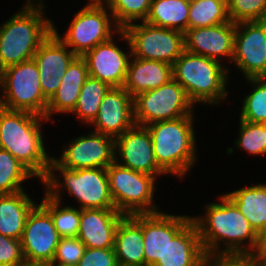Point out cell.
<instances>
[{
  "instance_id": "obj_10",
  "label": "cell",
  "mask_w": 266,
  "mask_h": 266,
  "mask_svg": "<svg viewBox=\"0 0 266 266\" xmlns=\"http://www.w3.org/2000/svg\"><path fill=\"white\" fill-rule=\"evenodd\" d=\"M194 105L184 88L174 79L168 83L140 93L133 98L135 125L173 120L193 114Z\"/></svg>"
},
{
  "instance_id": "obj_43",
  "label": "cell",
  "mask_w": 266,
  "mask_h": 266,
  "mask_svg": "<svg viewBox=\"0 0 266 266\" xmlns=\"http://www.w3.org/2000/svg\"><path fill=\"white\" fill-rule=\"evenodd\" d=\"M18 266H53V264L51 262H38V261L24 260Z\"/></svg>"
},
{
  "instance_id": "obj_31",
  "label": "cell",
  "mask_w": 266,
  "mask_h": 266,
  "mask_svg": "<svg viewBox=\"0 0 266 266\" xmlns=\"http://www.w3.org/2000/svg\"><path fill=\"white\" fill-rule=\"evenodd\" d=\"M33 176L10 152L0 148V195L24 191L22 183Z\"/></svg>"
},
{
  "instance_id": "obj_22",
  "label": "cell",
  "mask_w": 266,
  "mask_h": 266,
  "mask_svg": "<svg viewBox=\"0 0 266 266\" xmlns=\"http://www.w3.org/2000/svg\"><path fill=\"white\" fill-rule=\"evenodd\" d=\"M205 254L195 223L191 220L172 240L153 266H205Z\"/></svg>"
},
{
  "instance_id": "obj_41",
  "label": "cell",
  "mask_w": 266,
  "mask_h": 266,
  "mask_svg": "<svg viewBox=\"0 0 266 266\" xmlns=\"http://www.w3.org/2000/svg\"><path fill=\"white\" fill-rule=\"evenodd\" d=\"M205 266H250L243 257H207Z\"/></svg>"
},
{
  "instance_id": "obj_27",
  "label": "cell",
  "mask_w": 266,
  "mask_h": 266,
  "mask_svg": "<svg viewBox=\"0 0 266 266\" xmlns=\"http://www.w3.org/2000/svg\"><path fill=\"white\" fill-rule=\"evenodd\" d=\"M190 3L185 0H151L147 24L185 32Z\"/></svg>"
},
{
  "instance_id": "obj_25",
  "label": "cell",
  "mask_w": 266,
  "mask_h": 266,
  "mask_svg": "<svg viewBox=\"0 0 266 266\" xmlns=\"http://www.w3.org/2000/svg\"><path fill=\"white\" fill-rule=\"evenodd\" d=\"M37 204L25 191L0 195V234L21 239L27 217Z\"/></svg>"
},
{
  "instance_id": "obj_45",
  "label": "cell",
  "mask_w": 266,
  "mask_h": 266,
  "mask_svg": "<svg viewBox=\"0 0 266 266\" xmlns=\"http://www.w3.org/2000/svg\"><path fill=\"white\" fill-rule=\"evenodd\" d=\"M104 0H88V2H103Z\"/></svg>"
},
{
  "instance_id": "obj_8",
  "label": "cell",
  "mask_w": 266,
  "mask_h": 266,
  "mask_svg": "<svg viewBox=\"0 0 266 266\" xmlns=\"http://www.w3.org/2000/svg\"><path fill=\"white\" fill-rule=\"evenodd\" d=\"M106 171L117 211L123 215L159 212L153 199L156 188L154 176L123 167L115 161Z\"/></svg>"
},
{
  "instance_id": "obj_20",
  "label": "cell",
  "mask_w": 266,
  "mask_h": 266,
  "mask_svg": "<svg viewBox=\"0 0 266 266\" xmlns=\"http://www.w3.org/2000/svg\"><path fill=\"white\" fill-rule=\"evenodd\" d=\"M236 23L226 22L209 27L187 29L184 32L185 51L219 61H232Z\"/></svg>"
},
{
  "instance_id": "obj_3",
  "label": "cell",
  "mask_w": 266,
  "mask_h": 266,
  "mask_svg": "<svg viewBox=\"0 0 266 266\" xmlns=\"http://www.w3.org/2000/svg\"><path fill=\"white\" fill-rule=\"evenodd\" d=\"M34 2L27 0L19 12L0 25V71L32 59L53 31V22L43 13L44 1Z\"/></svg>"
},
{
  "instance_id": "obj_24",
  "label": "cell",
  "mask_w": 266,
  "mask_h": 266,
  "mask_svg": "<svg viewBox=\"0 0 266 266\" xmlns=\"http://www.w3.org/2000/svg\"><path fill=\"white\" fill-rule=\"evenodd\" d=\"M142 214L125 215L119 222L114 250L119 266H144Z\"/></svg>"
},
{
  "instance_id": "obj_2",
  "label": "cell",
  "mask_w": 266,
  "mask_h": 266,
  "mask_svg": "<svg viewBox=\"0 0 266 266\" xmlns=\"http://www.w3.org/2000/svg\"><path fill=\"white\" fill-rule=\"evenodd\" d=\"M46 118L0 106V148L10 152L41 181L47 176L51 156L47 153L41 125Z\"/></svg>"
},
{
  "instance_id": "obj_12",
  "label": "cell",
  "mask_w": 266,
  "mask_h": 266,
  "mask_svg": "<svg viewBox=\"0 0 266 266\" xmlns=\"http://www.w3.org/2000/svg\"><path fill=\"white\" fill-rule=\"evenodd\" d=\"M232 61L246 79L266 77V20L236 23Z\"/></svg>"
},
{
  "instance_id": "obj_19",
  "label": "cell",
  "mask_w": 266,
  "mask_h": 266,
  "mask_svg": "<svg viewBox=\"0 0 266 266\" xmlns=\"http://www.w3.org/2000/svg\"><path fill=\"white\" fill-rule=\"evenodd\" d=\"M93 125L94 131L118 138L135 125L133 98L123 87H111L102 100Z\"/></svg>"
},
{
  "instance_id": "obj_26",
  "label": "cell",
  "mask_w": 266,
  "mask_h": 266,
  "mask_svg": "<svg viewBox=\"0 0 266 266\" xmlns=\"http://www.w3.org/2000/svg\"><path fill=\"white\" fill-rule=\"evenodd\" d=\"M262 238L266 234V184L258 183L225 194Z\"/></svg>"
},
{
  "instance_id": "obj_37",
  "label": "cell",
  "mask_w": 266,
  "mask_h": 266,
  "mask_svg": "<svg viewBox=\"0 0 266 266\" xmlns=\"http://www.w3.org/2000/svg\"><path fill=\"white\" fill-rule=\"evenodd\" d=\"M82 87L59 86L57 92L48 101L46 119L51 120L52 114L71 113L78 102Z\"/></svg>"
},
{
  "instance_id": "obj_16",
  "label": "cell",
  "mask_w": 266,
  "mask_h": 266,
  "mask_svg": "<svg viewBox=\"0 0 266 266\" xmlns=\"http://www.w3.org/2000/svg\"><path fill=\"white\" fill-rule=\"evenodd\" d=\"M60 238L50 214L40 204L36 205L27 217L20 239L24 259L52 263Z\"/></svg>"
},
{
  "instance_id": "obj_33",
  "label": "cell",
  "mask_w": 266,
  "mask_h": 266,
  "mask_svg": "<svg viewBox=\"0 0 266 266\" xmlns=\"http://www.w3.org/2000/svg\"><path fill=\"white\" fill-rule=\"evenodd\" d=\"M247 80L253 87L243 100L239 119L266 124V77Z\"/></svg>"
},
{
  "instance_id": "obj_42",
  "label": "cell",
  "mask_w": 266,
  "mask_h": 266,
  "mask_svg": "<svg viewBox=\"0 0 266 266\" xmlns=\"http://www.w3.org/2000/svg\"><path fill=\"white\" fill-rule=\"evenodd\" d=\"M250 266H266V248L262 246L243 257Z\"/></svg>"
},
{
  "instance_id": "obj_39",
  "label": "cell",
  "mask_w": 266,
  "mask_h": 266,
  "mask_svg": "<svg viewBox=\"0 0 266 266\" xmlns=\"http://www.w3.org/2000/svg\"><path fill=\"white\" fill-rule=\"evenodd\" d=\"M89 77L86 60L76 56L68 65L60 86L82 87Z\"/></svg>"
},
{
  "instance_id": "obj_4",
  "label": "cell",
  "mask_w": 266,
  "mask_h": 266,
  "mask_svg": "<svg viewBox=\"0 0 266 266\" xmlns=\"http://www.w3.org/2000/svg\"><path fill=\"white\" fill-rule=\"evenodd\" d=\"M57 172L60 175L54 174ZM41 182L46 187L45 193L60 202L64 187L69 196L77 200L79 209H115L106 168L68 169L52 157L47 176Z\"/></svg>"
},
{
  "instance_id": "obj_13",
  "label": "cell",
  "mask_w": 266,
  "mask_h": 266,
  "mask_svg": "<svg viewBox=\"0 0 266 266\" xmlns=\"http://www.w3.org/2000/svg\"><path fill=\"white\" fill-rule=\"evenodd\" d=\"M71 140L60 158L53 159L68 169L107 168L114 162L115 139L92 131Z\"/></svg>"
},
{
  "instance_id": "obj_17",
  "label": "cell",
  "mask_w": 266,
  "mask_h": 266,
  "mask_svg": "<svg viewBox=\"0 0 266 266\" xmlns=\"http://www.w3.org/2000/svg\"><path fill=\"white\" fill-rule=\"evenodd\" d=\"M75 57L53 31L34 54L33 59L39 68L41 89L48 101L57 92L68 65Z\"/></svg>"
},
{
  "instance_id": "obj_15",
  "label": "cell",
  "mask_w": 266,
  "mask_h": 266,
  "mask_svg": "<svg viewBox=\"0 0 266 266\" xmlns=\"http://www.w3.org/2000/svg\"><path fill=\"white\" fill-rule=\"evenodd\" d=\"M117 34L125 43L127 42L128 48H130L128 54L116 45L114 37H112L82 56L86 60L89 76L107 83L110 87H123L128 63L132 56L131 45L126 33L120 30Z\"/></svg>"
},
{
  "instance_id": "obj_6",
  "label": "cell",
  "mask_w": 266,
  "mask_h": 266,
  "mask_svg": "<svg viewBox=\"0 0 266 266\" xmlns=\"http://www.w3.org/2000/svg\"><path fill=\"white\" fill-rule=\"evenodd\" d=\"M229 69L220 61L184 51L173 63V79L185 90L189 100L195 103L217 105L227 97Z\"/></svg>"
},
{
  "instance_id": "obj_28",
  "label": "cell",
  "mask_w": 266,
  "mask_h": 266,
  "mask_svg": "<svg viewBox=\"0 0 266 266\" xmlns=\"http://www.w3.org/2000/svg\"><path fill=\"white\" fill-rule=\"evenodd\" d=\"M230 22L227 0H196L190 3L188 29Z\"/></svg>"
},
{
  "instance_id": "obj_36",
  "label": "cell",
  "mask_w": 266,
  "mask_h": 266,
  "mask_svg": "<svg viewBox=\"0 0 266 266\" xmlns=\"http://www.w3.org/2000/svg\"><path fill=\"white\" fill-rule=\"evenodd\" d=\"M86 247L78 237H61L53 258V266H77Z\"/></svg>"
},
{
  "instance_id": "obj_30",
  "label": "cell",
  "mask_w": 266,
  "mask_h": 266,
  "mask_svg": "<svg viewBox=\"0 0 266 266\" xmlns=\"http://www.w3.org/2000/svg\"><path fill=\"white\" fill-rule=\"evenodd\" d=\"M40 205L50 214L54 227L60 237H77L80 227L81 209L66 205L61 208L62 202L52 199L46 193Z\"/></svg>"
},
{
  "instance_id": "obj_40",
  "label": "cell",
  "mask_w": 266,
  "mask_h": 266,
  "mask_svg": "<svg viewBox=\"0 0 266 266\" xmlns=\"http://www.w3.org/2000/svg\"><path fill=\"white\" fill-rule=\"evenodd\" d=\"M77 266H119L114 249L86 248Z\"/></svg>"
},
{
  "instance_id": "obj_21",
  "label": "cell",
  "mask_w": 266,
  "mask_h": 266,
  "mask_svg": "<svg viewBox=\"0 0 266 266\" xmlns=\"http://www.w3.org/2000/svg\"><path fill=\"white\" fill-rule=\"evenodd\" d=\"M124 216L116 209H81L77 237L86 248L114 249L115 232Z\"/></svg>"
},
{
  "instance_id": "obj_23",
  "label": "cell",
  "mask_w": 266,
  "mask_h": 266,
  "mask_svg": "<svg viewBox=\"0 0 266 266\" xmlns=\"http://www.w3.org/2000/svg\"><path fill=\"white\" fill-rule=\"evenodd\" d=\"M123 88L132 98L158 88L173 79L172 65L156 60L131 56Z\"/></svg>"
},
{
  "instance_id": "obj_46",
  "label": "cell",
  "mask_w": 266,
  "mask_h": 266,
  "mask_svg": "<svg viewBox=\"0 0 266 266\" xmlns=\"http://www.w3.org/2000/svg\"><path fill=\"white\" fill-rule=\"evenodd\" d=\"M186 2L192 3L195 2L196 0H185Z\"/></svg>"
},
{
  "instance_id": "obj_44",
  "label": "cell",
  "mask_w": 266,
  "mask_h": 266,
  "mask_svg": "<svg viewBox=\"0 0 266 266\" xmlns=\"http://www.w3.org/2000/svg\"><path fill=\"white\" fill-rule=\"evenodd\" d=\"M263 248H266V234L262 237V245Z\"/></svg>"
},
{
  "instance_id": "obj_5",
  "label": "cell",
  "mask_w": 266,
  "mask_h": 266,
  "mask_svg": "<svg viewBox=\"0 0 266 266\" xmlns=\"http://www.w3.org/2000/svg\"><path fill=\"white\" fill-rule=\"evenodd\" d=\"M193 114L145 126L157 164L169 175L184 178L197 161Z\"/></svg>"
},
{
  "instance_id": "obj_29",
  "label": "cell",
  "mask_w": 266,
  "mask_h": 266,
  "mask_svg": "<svg viewBox=\"0 0 266 266\" xmlns=\"http://www.w3.org/2000/svg\"><path fill=\"white\" fill-rule=\"evenodd\" d=\"M110 88L107 83L89 76L81 88L78 102L71 113L76 114L82 122L91 124L96 118L100 104Z\"/></svg>"
},
{
  "instance_id": "obj_18",
  "label": "cell",
  "mask_w": 266,
  "mask_h": 266,
  "mask_svg": "<svg viewBox=\"0 0 266 266\" xmlns=\"http://www.w3.org/2000/svg\"><path fill=\"white\" fill-rule=\"evenodd\" d=\"M191 217L161 211L142 214L144 266H153L161 259L168 240H172L192 220Z\"/></svg>"
},
{
  "instance_id": "obj_38",
  "label": "cell",
  "mask_w": 266,
  "mask_h": 266,
  "mask_svg": "<svg viewBox=\"0 0 266 266\" xmlns=\"http://www.w3.org/2000/svg\"><path fill=\"white\" fill-rule=\"evenodd\" d=\"M24 260L21 241L0 234V265L18 266Z\"/></svg>"
},
{
  "instance_id": "obj_34",
  "label": "cell",
  "mask_w": 266,
  "mask_h": 266,
  "mask_svg": "<svg viewBox=\"0 0 266 266\" xmlns=\"http://www.w3.org/2000/svg\"><path fill=\"white\" fill-rule=\"evenodd\" d=\"M239 137L235 141L237 148L251 155L266 153V124L252 123L239 119Z\"/></svg>"
},
{
  "instance_id": "obj_1",
  "label": "cell",
  "mask_w": 266,
  "mask_h": 266,
  "mask_svg": "<svg viewBox=\"0 0 266 266\" xmlns=\"http://www.w3.org/2000/svg\"><path fill=\"white\" fill-rule=\"evenodd\" d=\"M205 207L204 217L191 219L207 257H244L261 247L262 238L225 194L220 196L218 203H208Z\"/></svg>"
},
{
  "instance_id": "obj_14",
  "label": "cell",
  "mask_w": 266,
  "mask_h": 266,
  "mask_svg": "<svg viewBox=\"0 0 266 266\" xmlns=\"http://www.w3.org/2000/svg\"><path fill=\"white\" fill-rule=\"evenodd\" d=\"M114 158V161L123 167L155 178L167 174L157 164L152 138L145 126L134 125L115 139Z\"/></svg>"
},
{
  "instance_id": "obj_9",
  "label": "cell",
  "mask_w": 266,
  "mask_h": 266,
  "mask_svg": "<svg viewBox=\"0 0 266 266\" xmlns=\"http://www.w3.org/2000/svg\"><path fill=\"white\" fill-rule=\"evenodd\" d=\"M112 16L103 2H89L74 14L67 32L62 37L54 23L53 32L76 56H83L121 30Z\"/></svg>"
},
{
  "instance_id": "obj_7",
  "label": "cell",
  "mask_w": 266,
  "mask_h": 266,
  "mask_svg": "<svg viewBox=\"0 0 266 266\" xmlns=\"http://www.w3.org/2000/svg\"><path fill=\"white\" fill-rule=\"evenodd\" d=\"M0 89L1 107L46 118L48 100L43 95L39 68L33 58L0 71Z\"/></svg>"
},
{
  "instance_id": "obj_35",
  "label": "cell",
  "mask_w": 266,
  "mask_h": 266,
  "mask_svg": "<svg viewBox=\"0 0 266 266\" xmlns=\"http://www.w3.org/2000/svg\"><path fill=\"white\" fill-rule=\"evenodd\" d=\"M227 6L233 23L266 20V0H227Z\"/></svg>"
},
{
  "instance_id": "obj_11",
  "label": "cell",
  "mask_w": 266,
  "mask_h": 266,
  "mask_svg": "<svg viewBox=\"0 0 266 266\" xmlns=\"http://www.w3.org/2000/svg\"><path fill=\"white\" fill-rule=\"evenodd\" d=\"M123 31L128 36L133 57L173 65L185 51L184 33L174 29L132 23Z\"/></svg>"
},
{
  "instance_id": "obj_32",
  "label": "cell",
  "mask_w": 266,
  "mask_h": 266,
  "mask_svg": "<svg viewBox=\"0 0 266 266\" xmlns=\"http://www.w3.org/2000/svg\"><path fill=\"white\" fill-rule=\"evenodd\" d=\"M103 3L121 30L134 21L144 22L151 7V0H104Z\"/></svg>"
}]
</instances>
